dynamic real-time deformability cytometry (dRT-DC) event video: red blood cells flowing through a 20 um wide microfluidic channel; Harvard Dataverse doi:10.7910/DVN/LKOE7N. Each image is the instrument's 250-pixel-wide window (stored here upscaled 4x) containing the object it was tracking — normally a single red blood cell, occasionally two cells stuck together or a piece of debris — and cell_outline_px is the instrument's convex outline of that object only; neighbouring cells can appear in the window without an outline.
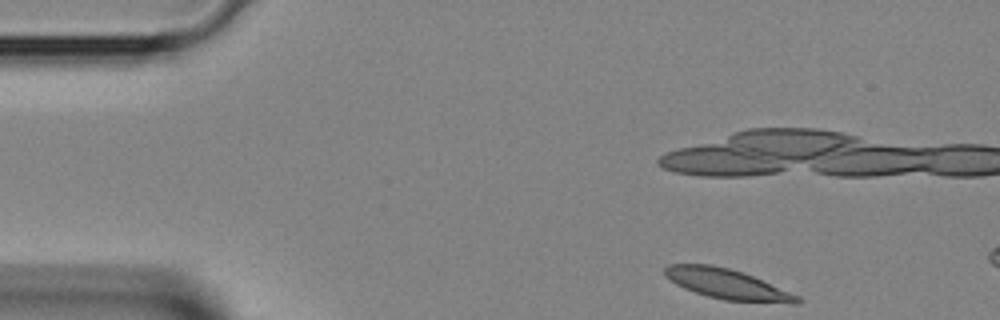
{"species": "Egyptian fruit bat (a non-hibernating species)", "species_latin": "Rousettus aegyptiacus", "temperature_condition": "room temperature", "stored_images_in_passage": 3, "camera_frame_rate_fps": 3000, "um_per_image_px": 0.085, "animal": {"sex": "female"}, "frame": {"image": 1, "passage_image": 1, "time_ms": 0.0, "image_size_px": [1000, 320], "cell_outline_px": [[800, 304], [792, 304], [724, 300], [708, 296], [684, 288], [676, 284], [664, 272], [664, 268], [668, 264], [712, 264], [728, 268], [752, 276], [800, 296]], "centroid_in_image_um": [61.84, 24.16], "position_along_channel_um": 23.2, "area_um2": 22.95}}